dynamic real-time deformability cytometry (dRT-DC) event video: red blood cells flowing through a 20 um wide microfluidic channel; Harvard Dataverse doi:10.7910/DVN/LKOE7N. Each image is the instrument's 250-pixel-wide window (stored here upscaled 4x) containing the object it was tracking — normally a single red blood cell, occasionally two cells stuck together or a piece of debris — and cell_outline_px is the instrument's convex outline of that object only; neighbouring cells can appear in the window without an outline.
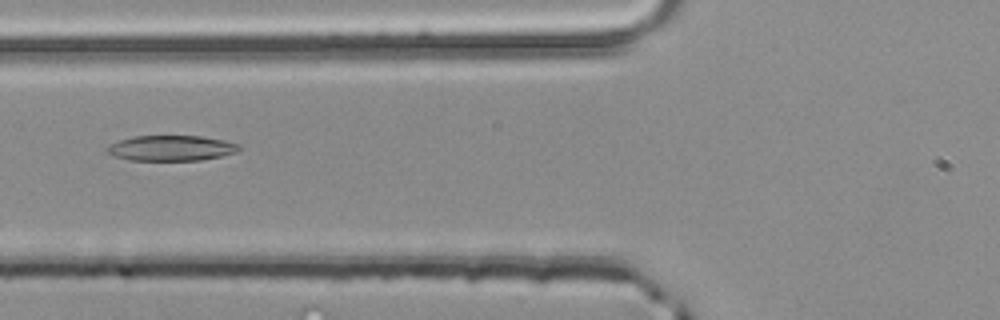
{"species": "common noctule bat (a hibernating species)", "species_latin": "Nyctalus noctula", "temperature_condition": "room temperature", "stored_images_in_passage": 40, "camera_frame_rate_fps": 3000, "um_per_image_px": 0.085, "animal": {"sex": "male", "body_mass_g": 20.4}, "frame": {"image": 1, "passage_image": 9, "time_ms": 2.667, "image_size_px": [1000, 320], "cell_outline_px": [[240, 148], [236, 152], [220, 156], [200, 160], [128, 160], [116, 156], [108, 152], [108, 148], [112, 144], [120, 140], [132, 136], [200, 136], [224, 140], [240, 144]], "centroid_in_image_um": [14.59, 12.58], "position_along_channel_um": 111.2, "area_um2": 19.25}}
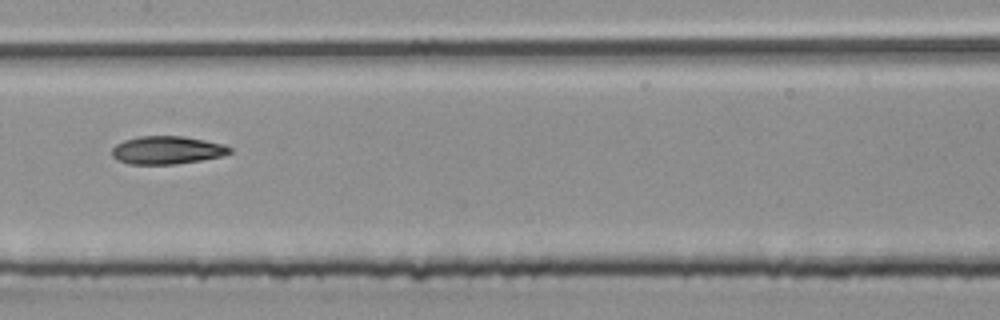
{"frame": {"image": 2, "passage_image": 15, "time_ms": 4.667, "image_size_px": [1000, 320], "cell_outline_px": [[232, 152], [224, 156], [176, 164], [128, 164], [116, 160], [112, 156], [112, 148], [116, 144], [124, 140], [140, 136], [184, 136], [224, 144], [232, 148]], "centroid_in_image_um": [14.2, 12.76], "position_along_channel_um": 193.2, "area_um2": 19.36}}
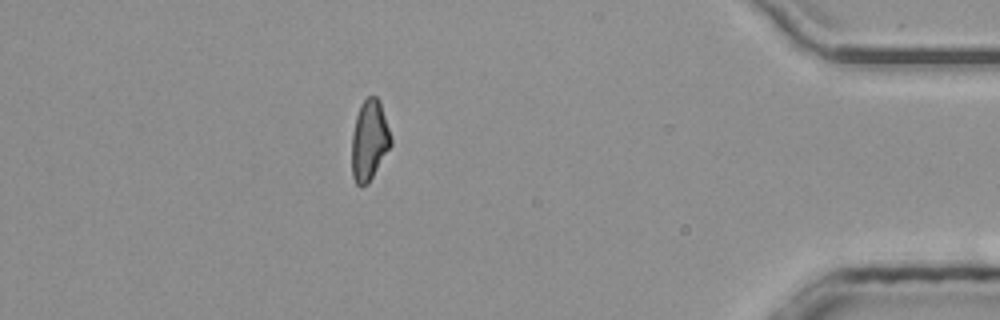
{"frame": {"image": 3, "passage_image": 34, "time_ms": 11.0, "image_size_px": [1000, 320], "cell_outline_px": [[392, 144], [368, 184], [360, 188], [356, 184], [352, 176], [352, 136], [356, 116], [360, 104], [368, 96], [376, 96], [380, 100], [392, 140]], "centroid_in_image_um": [31.39, 11.94], "position_along_channel_um": 403.8, "area_um2": 18.38}, "authors_computed_cell_mechanics": {"area_um2": 19.074, "velocity_mm_per_s": 4.0717, "shape_relaxation_time_tau1_ms": 5.3685, "shape_relaxation_time_tau2_ms": 5.4735, "deformation_change_tau1": 0.1642, "deformation_change_tau2": 0.1425}}